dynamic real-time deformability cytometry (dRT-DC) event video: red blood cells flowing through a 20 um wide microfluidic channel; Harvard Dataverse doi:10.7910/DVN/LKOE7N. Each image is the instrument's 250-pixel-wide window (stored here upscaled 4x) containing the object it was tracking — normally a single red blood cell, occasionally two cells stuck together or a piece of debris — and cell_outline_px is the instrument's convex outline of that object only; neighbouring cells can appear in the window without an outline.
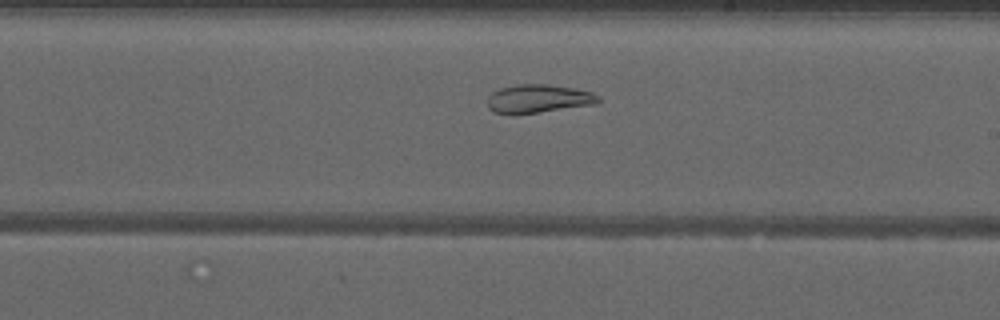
{"species": "common noctule bat (a hibernating species)", "species_latin": "Nyctalus noctula", "temperature_condition": "warm", "stored_images_in_passage": 42, "segment_of_instrument_passage": [2, 2], "camera_frame_rate_fps": 3000, "um_per_image_px": 0.085, "animal": {"sex": "male", "forearm_length_mm": 52.5}, "frame": {"image": 1, "passage_image": 21, "time_ms": 6.667, "image_size_px": [1000, 320], "cell_outline_px": [[600, 104], [536, 112], [492, 112], [488, 108], [488, 96], [492, 92], [500, 88], [516, 84], [548, 84], [572, 88], [588, 92], [600, 96]], "centroid_in_image_um": [45.79, 8.36], "position_along_channel_um": 243.2, "area_um2": 17.98}}
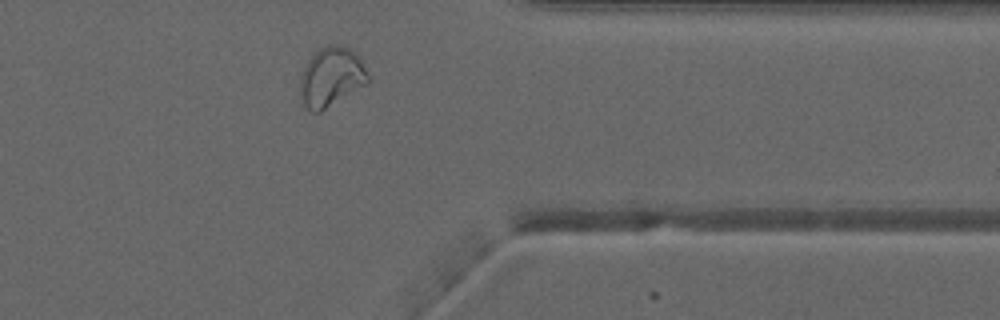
{"frame": {"image": 2, "passage_image": 32, "time_ms": 10.333, "image_size_px": [1000, 320], "cell_outline_px": [[368, 84], [320, 112], [308, 112], [300, 96], [300, 76], [308, 60], [320, 48], [328, 44], [336, 44], [352, 48], [360, 60], [368, 76]], "centroid_in_image_um": [28.14, 6.55], "position_along_channel_um": 383.3, "area_um2": 23.52}}
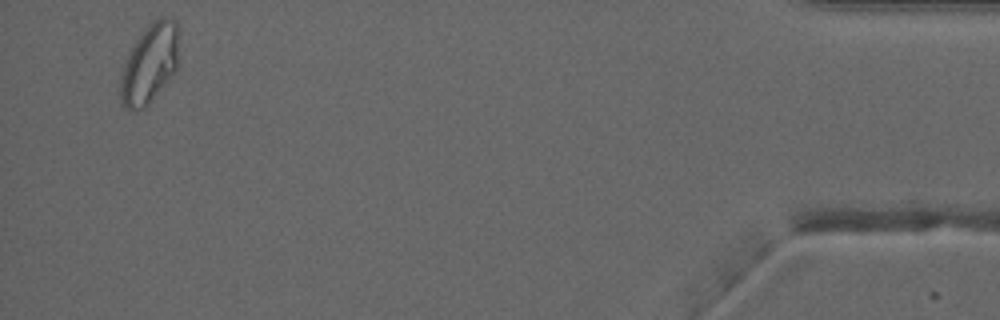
{"frame": {"image": 3, "passage_image": 40, "time_ms": 13.0, "image_size_px": [1000, 320], "cell_outline_px": [[180, 64], [176, 72], [144, 108], [124, 108], [120, 100], [120, 76], [124, 60], [128, 52], [140, 32], [152, 20], [164, 16], [172, 16], [176, 20], [180, 28]], "centroid_in_image_um": [12.78, 5.3], "position_along_channel_um": 422.4, "area_um2": 28.21}}